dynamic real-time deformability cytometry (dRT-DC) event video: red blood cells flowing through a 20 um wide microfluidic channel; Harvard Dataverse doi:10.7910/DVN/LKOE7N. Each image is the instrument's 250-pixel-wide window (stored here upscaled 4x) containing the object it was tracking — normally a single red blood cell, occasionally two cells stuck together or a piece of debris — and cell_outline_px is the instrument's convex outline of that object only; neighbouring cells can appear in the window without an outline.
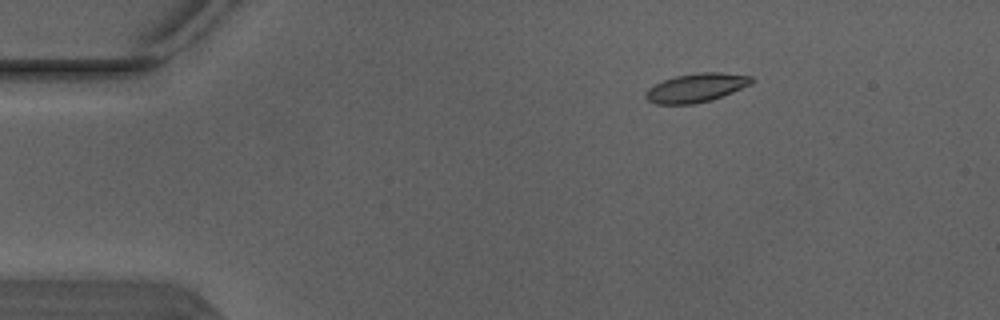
{"species": "Egyptian fruit bat (a non-hibernating species)", "species_latin": "Rousettus aegyptiacus", "temperature_condition": "warm", "stored_images_in_passage": 5, "camera_frame_rate_fps": 3000, "um_per_image_px": 0.085, "animal": {"sex": "male"}, "frame": {"image": 1, "passage_image": 3, "time_ms": 0.667, "image_size_px": [1000, 320], "cell_outline_px": [[752, 84], [712, 100], [692, 104], [656, 104], [648, 100], [644, 96], [644, 92], [648, 88], [664, 80], [676, 76], [700, 72], [720, 72], [752, 76]], "centroid_in_image_um": [59.16, 7.46], "position_along_channel_um": 25.8, "area_um2": 17.69}}
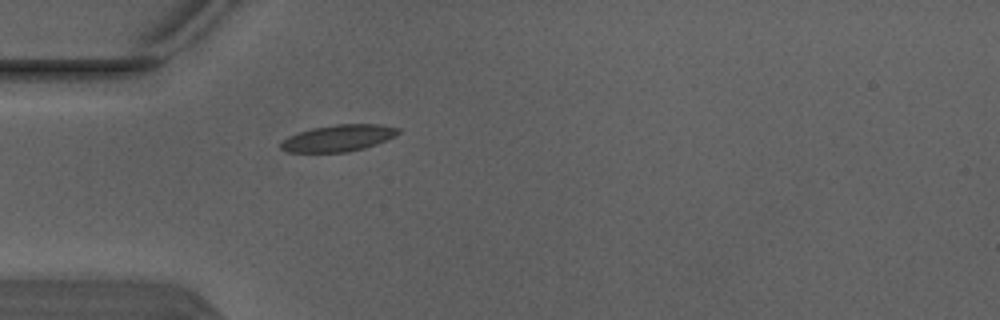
{"frame": {"image": 2, "passage_image": 5, "time_ms": 1.333, "image_size_px": [1000, 320], "cell_outline_px": [[400, 132], [396, 136], [376, 144], [364, 148], [348, 152], [288, 152], [280, 148], [280, 144], [288, 136], [312, 128], [336, 124], [380, 124], [400, 128]], "centroid_in_image_um": [28.79, 11.73], "position_along_channel_um": 56.2, "area_um2": 18.21}}